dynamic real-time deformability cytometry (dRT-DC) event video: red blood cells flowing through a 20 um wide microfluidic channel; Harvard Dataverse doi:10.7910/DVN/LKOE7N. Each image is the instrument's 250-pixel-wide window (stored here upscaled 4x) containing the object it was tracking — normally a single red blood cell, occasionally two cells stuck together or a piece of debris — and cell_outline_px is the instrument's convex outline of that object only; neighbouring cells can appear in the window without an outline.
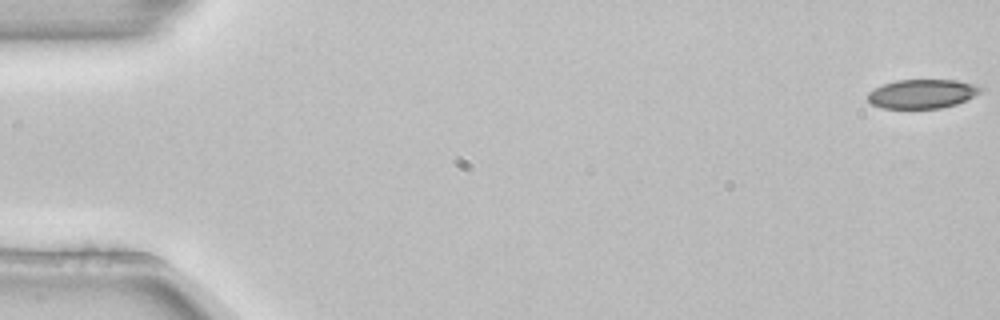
{"species": "common noctule bat (a hibernating species)", "species_latin": "Nyctalus noctula", "temperature_condition": "room temperature", "stored_images_in_passage": 4, "camera_frame_rate_fps": 3000, "um_per_image_px": 0.085, "animal": {"sex": "female", "body_mass_g": 22.7, "forearm_length_mm": 54.2}, "frame": {"image": 1, "passage_image": 1, "time_ms": 0.0, "image_size_px": [1000, 320], "cell_outline_px": [[984, 88], [980, 92], [956, 104], [940, 108], [880, 108], [872, 104], [868, 100], [868, 92], [884, 84], [896, 80], [956, 80], [976, 84]], "centroid_in_image_um": [78.38, 7.97], "position_along_channel_um": 6.6, "area_um2": 18.96}}
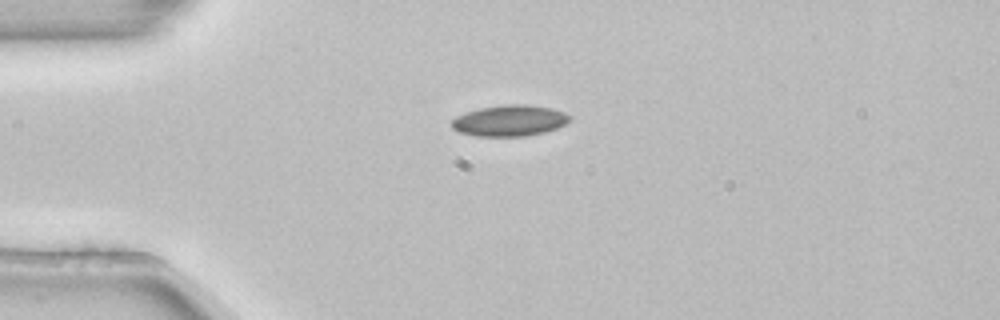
{"frame": {"image": 2, "passage_image": 4, "time_ms": 1.0, "image_size_px": [1000, 320], "cell_outline_px": [[572, 120], [556, 128], [544, 132], [524, 136], [476, 136], [460, 132], [452, 128], [452, 120], [456, 116], [464, 112], [480, 108], [504, 104], [524, 104], [552, 108], [564, 112], [572, 116]], "centroid_in_image_um": [43.32, 10.24], "position_along_channel_um": 41.7, "area_um2": 21.44}}